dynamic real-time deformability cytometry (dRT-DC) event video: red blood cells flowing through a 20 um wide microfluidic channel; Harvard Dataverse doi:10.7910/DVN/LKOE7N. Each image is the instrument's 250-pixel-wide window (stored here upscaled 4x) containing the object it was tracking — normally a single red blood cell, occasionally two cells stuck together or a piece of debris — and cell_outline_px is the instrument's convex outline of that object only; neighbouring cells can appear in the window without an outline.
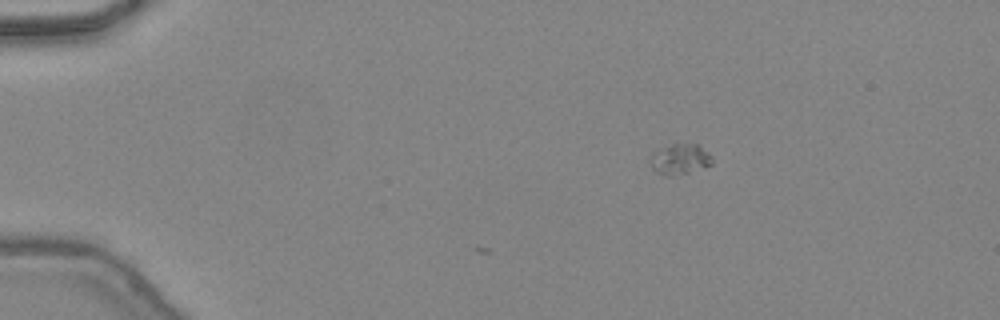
{"species": "common noctule bat (a hibernating species)", "species_latin": "Nyctalus noctula", "temperature_condition": "warm", "stored_images_in_passage": 3, "camera_frame_rate_fps": 3000, "um_per_image_px": 0.085, "animal": {"sex": "female", "body_mass_g": 24.6, "forearm_length_mm": 56.2}, "frame": {"image": 1, "passage_image": 1, "time_ms": 0.0, "image_size_px": [1000, 320], "cell_outline_px": [[712, 164], [688, 172], [672, 176], [664, 176], [656, 172], [652, 168], [652, 152], [676, 140], [700, 144], [712, 156]], "centroid_in_image_um": [57.8, 13.46], "position_along_channel_um": 27.2, "area_um2": 11.44}}